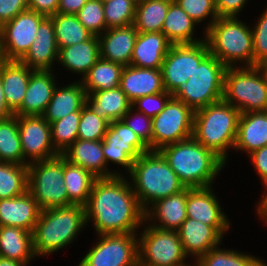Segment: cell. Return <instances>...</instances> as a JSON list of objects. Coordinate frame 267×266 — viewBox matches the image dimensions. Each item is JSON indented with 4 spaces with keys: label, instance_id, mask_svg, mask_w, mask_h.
<instances>
[{
    "label": "cell",
    "instance_id": "obj_13",
    "mask_svg": "<svg viewBox=\"0 0 267 266\" xmlns=\"http://www.w3.org/2000/svg\"><path fill=\"white\" fill-rule=\"evenodd\" d=\"M148 151L149 148L123 120L109 123L102 140V152L108 168L113 163L121 167L117 168L116 175L126 176L131 171L134 161Z\"/></svg>",
    "mask_w": 267,
    "mask_h": 266
},
{
    "label": "cell",
    "instance_id": "obj_45",
    "mask_svg": "<svg viewBox=\"0 0 267 266\" xmlns=\"http://www.w3.org/2000/svg\"><path fill=\"white\" fill-rule=\"evenodd\" d=\"M79 22L93 35L100 36L106 27L103 3L99 0H88L76 13Z\"/></svg>",
    "mask_w": 267,
    "mask_h": 266
},
{
    "label": "cell",
    "instance_id": "obj_40",
    "mask_svg": "<svg viewBox=\"0 0 267 266\" xmlns=\"http://www.w3.org/2000/svg\"><path fill=\"white\" fill-rule=\"evenodd\" d=\"M28 191V165L0 162V199L15 198Z\"/></svg>",
    "mask_w": 267,
    "mask_h": 266
},
{
    "label": "cell",
    "instance_id": "obj_27",
    "mask_svg": "<svg viewBox=\"0 0 267 266\" xmlns=\"http://www.w3.org/2000/svg\"><path fill=\"white\" fill-rule=\"evenodd\" d=\"M100 58V42L98 36L89 40L59 49L57 64L70 72L77 74L80 81L89 72L90 68ZM80 75V76H78Z\"/></svg>",
    "mask_w": 267,
    "mask_h": 266
},
{
    "label": "cell",
    "instance_id": "obj_18",
    "mask_svg": "<svg viewBox=\"0 0 267 266\" xmlns=\"http://www.w3.org/2000/svg\"><path fill=\"white\" fill-rule=\"evenodd\" d=\"M185 255L193 264L211 249L222 245L224 237L212 226L187 218L177 230ZM193 260V261H192Z\"/></svg>",
    "mask_w": 267,
    "mask_h": 266
},
{
    "label": "cell",
    "instance_id": "obj_12",
    "mask_svg": "<svg viewBox=\"0 0 267 266\" xmlns=\"http://www.w3.org/2000/svg\"><path fill=\"white\" fill-rule=\"evenodd\" d=\"M194 111L174 95L152 118V151L193 136Z\"/></svg>",
    "mask_w": 267,
    "mask_h": 266
},
{
    "label": "cell",
    "instance_id": "obj_36",
    "mask_svg": "<svg viewBox=\"0 0 267 266\" xmlns=\"http://www.w3.org/2000/svg\"><path fill=\"white\" fill-rule=\"evenodd\" d=\"M173 0H140L136 5L134 27L139 33L161 32L169 4Z\"/></svg>",
    "mask_w": 267,
    "mask_h": 266
},
{
    "label": "cell",
    "instance_id": "obj_8",
    "mask_svg": "<svg viewBox=\"0 0 267 266\" xmlns=\"http://www.w3.org/2000/svg\"><path fill=\"white\" fill-rule=\"evenodd\" d=\"M225 70L226 66L210 53L174 96L193 111L222 100Z\"/></svg>",
    "mask_w": 267,
    "mask_h": 266
},
{
    "label": "cell",
    "instance_id": "obj_50",
    "mask_svg": "<svg viewBox=\"0 0 267 266\" xmlns=\"http://www.w3.org/2000/svg\"><path fill=\"white\" fill-rule=\"evenodd\" d=\"M247 156L251 160V164L258 178L261 179L260 183L263 185L261 187L265 189L267 187V145L251 152Z\"/></svg>",
    "mask_w": 267,
    "mask_h": 266
},
{
    "label": "cell",
    "instance_id": "obj_55",
    "mask_svg": "<svg viewBox=\"0 0 267 266\" xmlns=\"http://www.w3.org/2000/svg\"><path fill=\"white\" fill-rule=\"evenodd\" d=\"M14 115V113L8 108L4 96V91L0 79V121L6 119L10 116Z\"/></svg>",
    "mask_w": 267,
    "mask_h": 266
},
{
    "label": "cell",
    "instance_id": "obj_37",
    "mask_svg": "<svg viewBox=\"0 0 267 266\" xmlns=\"http://www.w3.org/2000/svg\"><path fill=\"white\" fill-rule=\"evenodd\" d=\"M193 266H267V262L256 255L220 245L201 256Z\"/></svg>",
    "mask_w": 267,
    "mask_h": 266
},
{
    "label": "cell",
    "instance_id": "obj_30",
    "mask_svg": "<svg viewBox=\"0 0 267 266\" xmlns=\"http://www.w3.org/2000/svg\"><path fill=\"white\" fill-rule=\"evenodd\" d=\"M34 69L20 61L4 60L0 65V79L8 108L14 113L22 104Z\"/></svg>",
    "mask_w": 267,
    "mask_h": 266
},
{
    "label": "cell",
    "instance_id": "obj_1",
    "mask_svg": "<svg viewBox=\"0 0 267 266\" xmlns=\"http://www.w3.org/2000/svg\"><path fill=\"white\" fill-rule=\"evenodd\" d=\"M95 235L138 233L145 220L127 176L97 178L85 206Z\"/></svg>",
    "mask_w": 267,
    "mask_h": 266
},
{
    "label": "cell",
    "instance_id": "obj_25",
    "mask_svg": "<svg viewBox=\"0 0 267 266\" xmlns=\"http://www.w3.org/2000/svg\"><path fill=\"white\" fill-rule=\"evenodd\" d=\"M120 88L131 102L142 96L164 92L162 71L133 65L124 66Z\"/></svg>",
    "mask_w": 267,
    "mask_h": 266
},
{
    "label": "cell",
    "instance_id": "obj_57",
    "mask_svg": "<svg viewBox=\"0 0 267 266\" xmlns=\"http://www.w3.org/2000/svg\"><path fill=\"white\" fill-rule=\"evenodd\" d=\"M257 67L261 70L265 79L267 80V59L258 64Z\"/></svg>",
    "mask_w": 267,
    "mask_h": 266
},
{
    "label": "cell",
    "instance_id": "obj_49",
    "mask_svg": "<svg viewBox=\"0 0 267 266\" xmlns=\"http://www.w3.org/2000/svg\"><path fill=\"white\" fill-rule=\"evenodd\" d=\"M28 9V0H0V28Z\"/></svg>",
    "mask_w": 267,
    "mask_h": 266
},
{
    "label": "cell",
    "instance_id": "obj_4",
    "mask_svg": "<svg viewBox=\"0 0 267 266\" xmlns=\"http://www.w3.org/2000/svg\"><path fill=\"white\" fill-rule=\"evenodd\" d=\"M127 178L144 212L156 201L186 188L159 151L141 154Z\"/></svg>",
    "mask_w": 267,
    "mask_h": 266
},
{
    "label": "cell",
    "instance_id": "obj_59",
    "mask_svg": "<svg viewBox=\"0 0 267 266\" xmlns=\"http://www.w3.org/2000/svg\"><path fill=\"white\" fill-rule=\"evenodd\" d=\"M99 1H101L102 3H104V2L109 1V0H99Z\"/></svg>",
    "mask_w": 267,
    "mask_h": 266
},
{
    "label": "cell",
    "instance_id": "obj_47",
    "mask_svg": "<svg viewBox=\"0 0 267 266\" xmlns=\"http://www.w3.org/2000/svg\"><path fill=\"white\" fill-rule=\"evenodd\" d=\"M267 7V6H265ZM251 26L253 35V66L267 59V8L254 20Z\"/></svg>",
    "mask_w": 267,
    "mask_h": 266
},
{
    "label": "cell",
    "instance_id": "obj_31",
    "mask_svg": "<svg viewBox=\"0 0 267 266\" xmlns=\"http://www.w3.org/2000/svg\"><path fill=\"white\" fill-rule=\"evenodd\" d=\"M198 26L173 0L169 4L161 32L172 44H192L205 40V34H202L203 37H197L196 28L198 30Z\"/></svg>",
    "mask_w": 267,
    "mask_h": 266
},
{
    "label": "cell",
    "instance_id": "obj_53",
    "mask_svg": "<svg viewBox=\"0 0 267 266\" xmlns=\"http://www.w3.org/2000/svg\"><path fill=\"white\" fill-rule=\"evenodd\" d=\"M88 0H59L57 13L76 15Z\"/></svg>",
    "mask_w": 267,
    "mask_h": 266
},
{
    "label": "cell",
    "instance_id": "obj_23",
    "mask_svg": "<svg viewBox=\"0 0 267 266\" xmlns=\"http://www.w3.org/2000/svg\"><path fill=\"white\" fill-rule=\"evenodd\" d=\"M62 156L70 163L88 170L97 178L116 176V169H110L106 165L102 152V140L77 139L64 151Z\"/></svg>",
    "mask_w": 267,
    "mask_h": 266
},
{
    "label": "cell",
    "instance_id": "obj_46",
    "mask_svg": "<svg viewBox=\"0 0 267 266\" xmlns=\"http://www.w3.org/2000/svg\"><path fill=\"white\" fill-rule=\"evenodd\" d=\"M122 120L132 131H134L149 150L152 151V118L131 107L123 116Z\"/></svg>",
    "mask_w": 267,
    "mask_h": 266
},
{
    "label": "cell",
    "instance_id": "obj_54",
    "mask_svg": "<svg viewBox=\"0 0 267 266\" xmlns=\"http://www.w3.org/2000/svg\"><path fill=\"white\" fill-rule=\"evenodd\" d=\"M262 196L258 199V203L255 206L256 215L258 216V220H262L263 225L267 226V187L262 190ZM265 223V224H264Z\"/></svg>",
    "mask_w": 267,
    "mask_h": 266
},
{
    "label": "cell",
    "instance_id": "obj_35",
    "mask_svg": "<svg viewBox=\"0 0 267 266\" xmlns=\"http://www.w3.org/2000/svg\"><path fill=\"white\" fill-rule=\"evenodd\" d=\"M123 67L122 64L100 57L81 80L86 95L99 90L119 87Z\"/></svg>",
    "mask_w": 267,
    "mask_h": 266
},
{
    "label": "cell",
    "instance_id": "obj_44",
    "mask_svg": "<svg viewBox=\"0 0 267 266\" xmlns=\"http://www.w3.org/2000/svg\"><path fill=\"white\" fill-rule=\"evenodd\" d=\"M109 122L95 114L86 104L81 108V118L77 139L97 141L103 140Z\"/></svg>",
    "mask_w": 267,
    "mask_h": 266
},
{
    "label": "cell",
    "instance_id": "obj_43",
    "mask_svg": "<svg viewBox=\"0 0 267 266\" xmlns=\"http://www.w3.org/2000/svg\"><path fill=\"white\" fill-rule=\"evenodd\" d=\"M174 1L199 25V27L202 26L203 23L202 26V28L204 27L202 29L203 34H205V31L218 18V14L215 8V0H174Z\"/></svg>",
    "mask_w": 267,
    "mask_h": 266
},
{
    "label": "cell",
    "instance_id": "obj_32",
    "mask_svg": "<svg viewBox=\"0 0 267 266\" xmlns=\"http://www.w3.org/2000/svg\"><path fill=\"white\" fill-rule=\"evenodd\" d=\"M85 104L95 114L111 123L115 120H122L123 116L131 108L132 102L119 86L86 95Z\"/></svg>",
    "mask_w": 267,
    "mask_h": 266
},
{
    "label": "cell",
    "instance_id": "obj_22",
    "mask_svg": "<svg viewBox=\"0 0 267 266\" xmlns=\"http://www.w3.org/2000/svg\"><path fill=\"white\" fill-rule=\"evenodd\" d=\"M41 213L29 191L15 198L0 199V226H13L33 232Z\"/></svg>",
    "mask_w": 267,
    "mask_h": 266
},
{
    "label": "cell",
    "instance_id": "obj_3",
    "mask_svg": "<svg viewBox=\"0 0 267 266\" xmlns=\"http://www.w3.org/2000/svg\"><path fill=\"white\" fill-rule=\"evenodd\" d=\"M87 227L85 207L69 205L41 210L32 232L37 258L59 252L73 245Z\"/></svg>",
    "mask_w": 267,
    "mask_h": 266
},
{
    "label": "cell",
    "instance_id": "obj_20",
    "mask_svg": "<svg viewBox=\"0 0 267 266\" xmlns=\"http://www.w3.org/2000/svg\"><path fill=\"white\" fill-rule=\"evenodd\" d=\"M58 53L53 21L46 17L40 23L34 42L20 62L34 70H55L53 67L58 61Z\"/></svg>",
    "mask_w": 267,
    "mask_h": 266
},
{
    "label": "cell",
    "instance_id": "obj_7",
    "mask_svg": "<svg viewBox=\"0 0 267 266\" xmlns=\"http://www.w3.org/2000/svg\"><path fill=\"white\" fill-rule=\"evenodd\" d=\"M222 99L241 114L267 111V80L257 66L226 67Z\"/></svg>",
    "mask_w": 267,
    "mask_h": 266
},
{
    "label": "cell",
    "instance_id": "obj_21",
    "mask_svg": "<svg viewBox=\"0 0 267 266\" xmlns=\"http://www.w3.org/2000/svg\"><path fill=\"white\" fill-rule=\"evenodd\" d=\"M187 187L179 193L153 203L145 212V221L161 230L177 231L187 219Z\"/></svg>",
    "mask_w": 267,
    "mask_h": 266
},
{
    "label": "cell",
    "instance_id": "obj_52",
    "mask_svg": "<svg viewBox=\"0 0 267 266\" xmlns=\"http://www.w3.org/2000/svg\"><path fill=\"white\" fill-rule=\"evenodd\" d=\"M59 0H28V9L46 17L57 13Z\"/></svg>",
    "mask_w": 267,
    "mask_h": 266
},
{
    "label": "cell",
    "instance_id": "obj_15",
    "mask_svg": "<svg viewBox=\"0 0 267 266\" xmlns=\"http://www.w3.org/2000/svg\"><path fill=\"white\" fill-rule=\"evenodd\" d=\"M46 16L27 9L0 28V50L6 61H20L34 42Z\"/></svg>",
    "mask_w": 267,
    "mask_h": 266
},
{
    "label": "cell",
    "instance_id": "obj_5",
    "mask_svg": "<svg viewBox=\"0 0 267 266\" xmlns=\"http://www.w3.org/2000/svg\"><path fill=\"white\" fill-rule=\"evenodd\" d=\"M241 112L223 99L194 111L193 137L226 164L233 151Z\"/></svg>",
    "mask_w": 267,
    "mask_h": 266
},
{
    "label": "cell",
    "instance_id": "obj_14",
    "mask_svg": "<svg viewBox=\"0 0 267 266\" xmlns=\"http://www.w3.org/2000/svg\"><path fill=\"white\" fill-rule=\"evenodd\" d=\"M209 54L205 40L192 44H172L161 67L165 90L175 95Z\"/></svg>",
    "mask_w": 267,
    "mask_h": 266
},
{
    "label": "cell",
    "instance_id": "obj_51",
    "mask_svg": "<svg viewBox=\"0 0 267 266\" xmlns=\"http://www.w3.org/2000/svg\"><path fill=\"white\" fill-rule=\"evenodd\" d=\"M249 0H215L218 17H240Z\"/></svg>",
    "mask_w": 267,
    "mask_h": 266
},
{
    "label": "cell",
    "instance_id": "obj_9",
    "mask_svg": "<svg viewBox=\"0 0 267 266\" xmlns=\"http://www.w3.org/2000/svg\"><path fill=\"white\" fill-rule=\"evenodd\" d=\"M28 191L41 210L68 206L64 157L57 155L28 164Z\"/></svg>",
    "mask_w": 267,
    "mask_h": 266
},
{
    "label": "cell",
    "instance_id": "obj_11",
    "mask_svg": "<svg viewBox=\"0 0 267 266\" xmlns=\"http://www.w3.org/2000/svg\"><path fill=\"white\" fill-rule=\"evenodd\" d=\"M77 266H139L138 233L96 235Z\"/></svg>",
    "mask_w": 267,
    "mask_h": 266
},
{
    "label": "cell",
    "instance_id": "obj_48",
    "mask_svg": "<svg viewBox=\"0 0 267 266\" xmlns=\"http://www.w3.org/2000/svg\"><path fill=\"white\" fill-rule=\"evenodd\" d=\"M173 95L166 90L161 93L146 95L135 99L131 107L150 118L159 114Z\"/></svg>",
    "mask_w": 267,
    "mask_h": 266
},
{
    "label": "cell",
    "instance_id": "obj_38",
    "mask_svg": "<svg viewBox=\"0 0 267 266\" xmlns=\"http://www.w3.org/2000/svg\"><path fill=\"white\" fill-rule=\"evenodd\" d=\"M50 18L53 21L58 49L85 42L93 36L76 15L56 13Z\"/></svg>",
    "mask_w": 267,
    "mask_h": 266
},
{
    "label": "cell",
    "instance_id": "obj_10",
    "mask_svg": "<svg viewBox=\"0 0 267 266\" xmlns=\"http://www.w3.org/2000/svg\"><path fill=\"white\" fill-rule=\"evenodd\" d=\"M138 232L139 266H193L186 261L177 231L161 230L145 220Z\"/></svg>",
    "mask_w": 267,
    "mask_h": 266
},
{
    "label": "cell",
    "instance_id": "obj_6",
    "mask_svg": "<svg viewBox=\"0 0 267 266\" xmlns=\"http://www.w3.org/2000/svg\"><path fill=\"white\" fill-rule=\"evenodd\" d=\"M240 17H218L205 31L209 52L226 67L253 66L251 25Z\"/></svg>",
    "mask_w": 267,
    "mask_h": 266
},
{
    "label": "cell",
    "instance_id": "obj_41",
    "mask_svg": "<svg viewBox=\"0 0 267 266\" xmlns=\"http://www.w3.org/2000/svg\"><path fill=\"white\" fill-rule=\"evenodd\" d=\"M80 118L81 111H77L50 124L52 144L59 155L77 140Z\"/></svg>",
    "mask_w": 267,
    "mask_h": 266
},
{
    "label": "cell",
    "instance_id": "obj_2",
    "mask_svg": "<svg viewBox=\"0 0 267 266\" xmlns=\"http://www.w3.org/2000/svg\"><path fill=\"white\" fill-rule=\"evenodd\" d=\"M159 152L180 181L189 188L213 186L226 163L193 136L162 147Z\"/></svg>",
    "mask_w": 267,
    "mask_h": 266
},
{
    "label": "cell",
    "instance_id": "obj_17",
    "mask_svg": "<svg viewBox=\"0 0 267 266\" xmlns=\"http://www.w3.org/2000/svg\"><path fill=\"white\" fill-rule=\"evenodd\" d=\"M189 188L187 187L186 214L187 218L198 220L214 227L223 237L228 234L231 228V220L224 212L220 204L219 196L215 189Z\"/></svg>",
    "mask_w": 267,
    "mask_h": 266
},
{
    "label": "cell",
    "instance_id": "obj_33",
    "mask_svg": "<svg viewBox=\"0 0 267 266\" xmlns=\"http://www.w3.org/2000/svg\"><path fill=\"white\" fill-rule=\"evenodd\" d=\"M0 257L14 259L30 266L37 258L32 232L13 226H0Z\"/></svg>",
    "mask_w": 267,
    "mask_h": 266
},
{
    "label": "cell",
    "instance_id": "obj_39",
    "mask_svg": "<svg viewBox=\"0 0 267 266\" xmlns=\"http://www.w3.org/2000/svg\"><path fill=\"white\" fill-rule=\"evenodd\" d=\"M0 162L23 165V151L16 115L0 121Z\"/></svg>",
    "mask_w": 267,
    "mask_h": 266
},
{
    "label": "cell",
    "instance_id": "obj_16",
    "mask_svg": "<svg viewBox=\"0 0 267 266\" xmlns=\"http://www.w3.org/2000/svg\"><path fill=\"white\" fill-rule=\"evenodd\" d=\"M23 165L59 155L52 144L50 124L37 115L18 116Z\"/></svg>",
    "mask_w": 267,
    "mask_h": 266
},
{
    "label": "cell",
    "instance_id": "obj_24",
    "mask_svg": "<svg viewBox=\"0 0 267 266\" xmlns=\"http://www.w3.org/2000/svg\"><path fill=\"white\" fill-rule=\"evenodd\" d=\"M137 35L133 24L108 28L99 36L100 57L123 66L130 65Z\"/></svg>",
    "mask_w": 267,
    "mask_h": 266
},
{
    "label": "cell",
    "instance_id": "obj_26",
    "mask_svg": "<svg viewBox=\"0 0 267 266\" xmlns=\"http://www.w3.org/2000/svg\"><path fill=\"white\" fill-rule=\"evenodd\" d=\"M77 80L65 85L61 83L63 86L58 83L55 87L52 98L41 115L49 124L72 112L81 111V108L85 105V89L81 81Z\"/></svg>",
    "mask_w": 267,
    "mask_h": 266
},
{
    "label": "cell",
    "instance_id": "obj_34",
    "mask_svg": "<svg viewBox=\"0 0 267 266\" xmlns=\"http://www.w3.org/2000/svg\"><path fill=\"white\" fill-rule=\"evenodd\" d=\"M97 177L84 168L74 165L64 158V185L67 189L68 206H86L93 183Z\"/></svg>",
    "mask_w": 267,
    "mask_h": 266
},
{
    "label": "cell",
    "instance_id": "obj_56",
    "mask_svg": "<svg viewBox=\"0 0 267 266\" xmlns=\"http://www.w3.org/2000/svg\"><path fill=\"white\" fill-rule=\"evenodd\" d=\"M0 266H28L26 263L0 257Z\"/></svg>",
    "mask_w": 267,
    "mask_h": 266
},
{
    "label": "cell",
    "instance_id": "obj_29",
    "mask_svg": "<svg viewBox=\"0 0 267 266\" xmlns=\"http://www.w3.org/2000/svg\"><path fill=\"white\" fill-rule=\"evenodd\" d=\"M267 145V111L242 113L234 150L249 155Z\"/></svg>",
    "mask_w": 267,
    "mask_h": 266
},
{
    "label": "cell",
    "instance_id": "obj_28",
    "mask_svg": "<svg viewBox=\"0 0 267 266\" xmlns=\"http://www.w3.org/2000/svg\"><path fill=\"white\" fill-rule=\"evenodd\" d=\"M171 46L172 43L162 32H138L130 65L139 68L161 69Z\"/></svg>",
    "mask_w": 267,
    "mask_h": 266
},
{
    "label": "cell",
    "instance_id": "obj_58",
    "mask_svg": "<svg viewBox=\"0 0 267 266\" xmlns=\"http://www.w3.org/2000/svg\"><path fill=\"white\" fill-rule=\"evenodd\" d=\"M4 61V59H3V56H2V52H1V50H0V65H1V63Z\"/></svg>",
    "mask_w": 267,
    "mask_h": 266
},
{
    "label": "cell",
    "instance_id": "obj_42",
    "mask_svg": "<svg viewBox=\"0 0 267 266\" xmlns=\"http://www.w3.org/2000/svg\"><path fill=\"white\" fill-rule=\"evenodd\" d=\"M136 0H109L103 3L107 28L132 25L135 19Z\"/></svg>",
    "mask_w": 267,
    "mask_h": 266
},
{
    "label": "cell",
    "instance_id": "obj_19",
    "mask_svg": "<svg viewBox=\"0 0 267 266\" xmlns=\"http://www.w3.org/2000/svg\"><path fill=\"white\" fill-rule=\"evenodd\" d=\"M57 71L34 70L28 82L21 106L14 112L16 116H41L48 106L53 91L58 84Z\"/></svg>",
    "mask_w": 267,
    "mask_h": 266
}]
</instances>
